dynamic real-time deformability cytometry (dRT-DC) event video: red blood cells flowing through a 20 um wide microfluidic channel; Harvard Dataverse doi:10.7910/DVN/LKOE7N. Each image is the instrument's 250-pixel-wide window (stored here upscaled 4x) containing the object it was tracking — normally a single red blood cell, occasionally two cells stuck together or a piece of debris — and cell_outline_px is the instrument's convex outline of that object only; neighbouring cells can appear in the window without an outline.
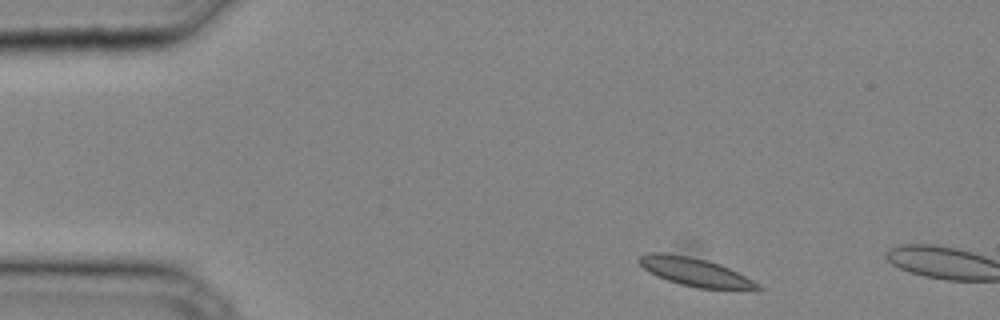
{"species": "common noctule bat (a hibernating species)", "species_latin": "Nyctalus noctula", "temperature_condition": "cold", "stored_images_in_passage": 3, "camera_frame_rate_fps": 3000, "um_per_image_px": 0.085, "animal": {"sex": "male", "body_mass_g": 20.4}, "frame": {"image": 1, "passage_image": 1, "time_ms": 0.0, "image_size_px": [1000, 320], "cell_outline_px": [[764, 288], [696, 288], [680, 284], [668, 280], [648, 272], [636, 260], [636, 256], [688, 236], [696, 240], [760, 284]], "centroid_in_image_um": [59.0, 22.64], "position_along_channel_um": 26.0, "area_um2": 26.36}}